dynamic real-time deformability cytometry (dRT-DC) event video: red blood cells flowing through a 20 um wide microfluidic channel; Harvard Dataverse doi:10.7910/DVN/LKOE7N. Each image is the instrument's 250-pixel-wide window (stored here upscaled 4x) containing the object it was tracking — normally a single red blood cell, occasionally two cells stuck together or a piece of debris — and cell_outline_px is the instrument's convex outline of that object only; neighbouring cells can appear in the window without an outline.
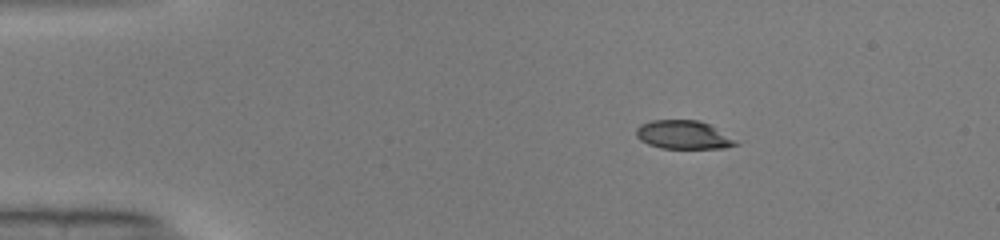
{"species": "common noctule bat (a hibernating species)", "species_latin": "Nyctalus noctula", "temperature_condition": "warm", "stored_images_in_passage": 42, "camera_frame_rate_fps": 3000, "um_per_image_px": 0.085, "animal": {"sex": "male", "body_mass_g": 19.0, "forearm_length_mm": 50.8}, "frame": {"image": 1, "passage_image": 1, "time_ms": 0.0, "image_size_px": [1000, 240], "cell_outline_px": [[740, 144], [724, 148], [660, 148], [648, 144], [640, 140], [636, 136], [636, 128], [640, 124], [652, 120], [700, 120], [708, 124], [736, 140]], "centroid_in_image_um": [58.06, 11.46], "position_along_channel_um": 26.9, "area_um2": 16.47}}
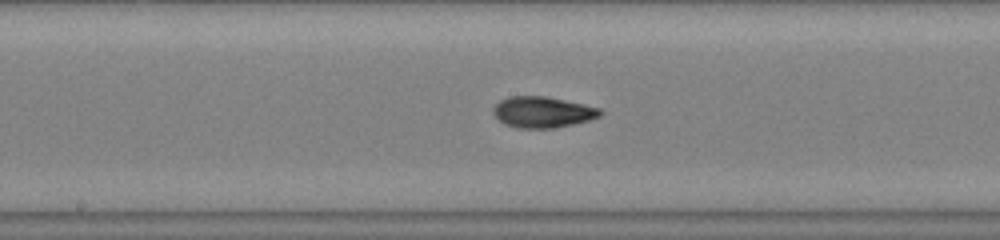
{"frame": {"image": 2, "passage_image": 19, "time_ms": 6.0, "image_size_px": [1000, 240], "cell_outline_px": [[604, 112], [600, 116], [588, 120], [572, 124], [552, 128], [520, 128], [504, 124], [492, 112], [492, 108], [500, 100], [508, 96], [548, 96], [584, 104], [600, 108]], "centroid_in_image_um": [46.12, 9.51], "position_along_channel_um": 202.1, "area_um2": 19.36}}
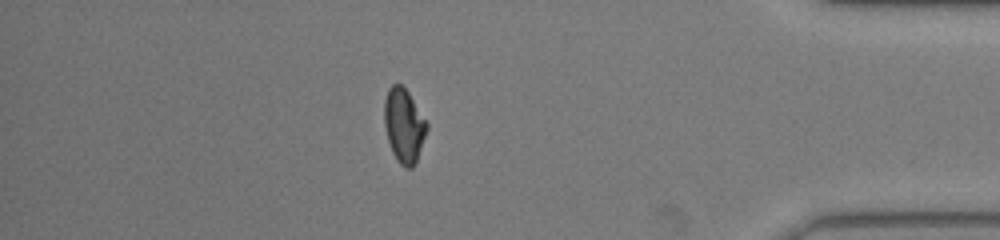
{"frame": {"image": 3, "passage_image": 36, "time_ms": 11.667, "image_size_px": [1000, 240], "cell_outline_px": [[428, 128], [416, 164], [412, 168], [404, 168], [396, 160], [392, 152], [388, 140], [384, 124], [384, 100], [388, 88], [392, 84], [400, 84], [408, 92], [428, 124]], "centroid_in_image_um": [34.33, 10.7], "position_along_channel_um": 400.9, "area_um2": 18.44}, "authors_computed_cell_mechanics": {"area_um2": 18.3804, "velocity_mm_per_s": 4.1105, "shape_relaxation_time_tau1_ms": 5.799, "shape_relaxation_time_tau2_ms": 1.2989, "deformation_change_tau1": 0.2037, "deformation_change_tau2": 0.0623}}